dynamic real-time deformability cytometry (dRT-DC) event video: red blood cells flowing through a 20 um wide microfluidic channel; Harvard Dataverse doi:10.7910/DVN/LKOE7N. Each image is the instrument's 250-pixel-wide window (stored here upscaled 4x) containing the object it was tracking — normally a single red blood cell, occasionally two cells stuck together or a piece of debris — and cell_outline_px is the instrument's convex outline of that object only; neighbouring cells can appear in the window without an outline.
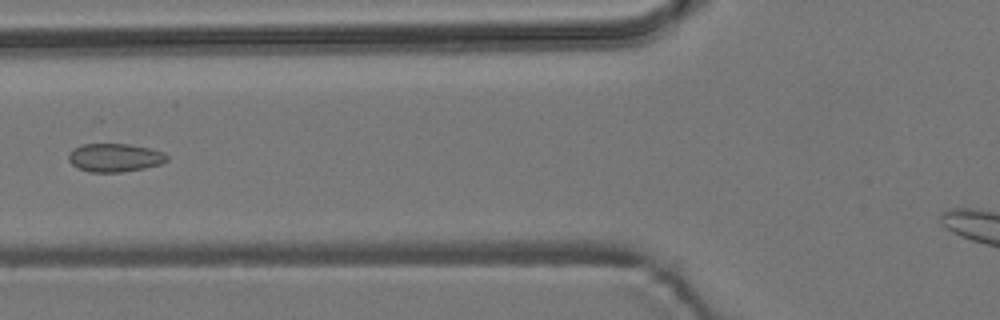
{"species": "common noctule bat (a hibernating species)", "species_latin": "Nyctalus noctula", "temperature_condition": "room temperature", "stored_images_in_passage": 8, "segment_of_instrument_passage": [1, 2], "camera_frame_rate_fps": 3000, "um_per_image_px": 0.085, "animal": {"sex": "male", "body_mass_g": 19.2, "forearm_length_mm": 51.8}, "frame": {"image": 1, "passage_image": 6, "time_ms": 1.667, "image_size_px": [1000, 320], "cell_outline_px": [[168, 160], [160, 164], [144, 168], [120, 172], [88, 172], [72, 164], [68, 160], [68, 156], [76, 148], [84, 144], [128, 144], [152, 148], [164, 152], [168, 156]], "centroid_in_image_um": [9.81, 13.4], "position_along_channel_um": 116.0, "area_um2": 16.13}}
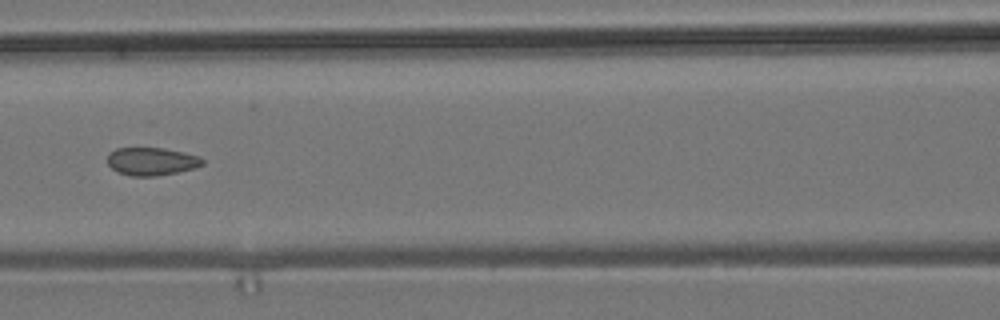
{"frame": {"image": 2, "passage_image": 7, "time_ms": 2.0, "image_size_px": [1000, 320], "cell_outline_px": [[204, 164], [196, 168], [156, 176], [132, 176], [120, 172], [112, 168], [108, 164], [108, 152], [116, 148], [164, 148], [184, 152], [200, 156], [204, 160]], "centroid_in_image_um": [12.91, 13.71], "position_along_channel_um": 153.7, "area_um2": 15.49}}